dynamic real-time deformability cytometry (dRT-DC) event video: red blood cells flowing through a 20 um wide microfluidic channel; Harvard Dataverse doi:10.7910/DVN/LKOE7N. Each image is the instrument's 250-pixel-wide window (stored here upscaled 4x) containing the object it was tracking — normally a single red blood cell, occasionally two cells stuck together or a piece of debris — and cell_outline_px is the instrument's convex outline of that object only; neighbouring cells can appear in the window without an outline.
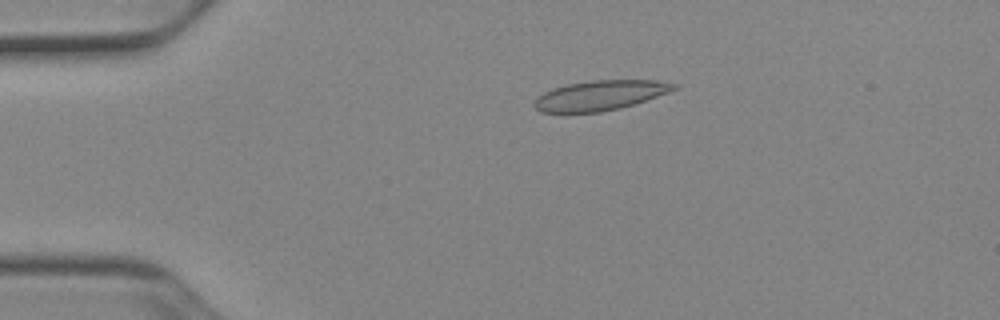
{"species": "Egyptian fruit bat (a non-hibernating species)", "species_latin": "Rousettus aegyptiacus", "temperature_condition": "cold", "stored_images_in_passage": 46, "camera_frame_rate_fps": 3000, "um_per_image_px": 0.085, "animal": {"sex": "female"}, "frame": {"image": 1, "passage_image": 5, "time_ms": 1.333, "image_size_px": [1000, 320], "cell_outline_px": [[680, 88], [620, 108], [600, 112], [540, 112], [532, 104], [536, 96], [552, 88], [568, 84], [592, 80], [656, 80], [680, 84]], "centroid_in_image_um": [51.0, 8.09], "position_along_channel_um": 34.0, "area_um2": 24.28}}
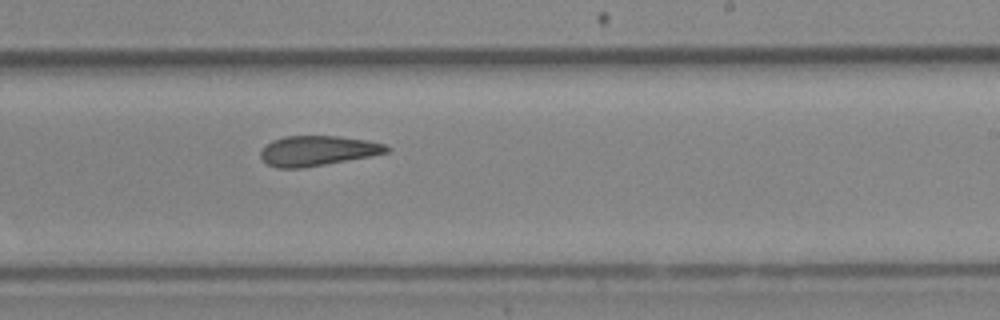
{"frame": {"image": 2, "passage_image": 26, "time_ms": 8.333, "image_size_px": [1000, 320], "cell_outline_px": [[392, 148], [388, 152], [368, 156], [304, 168], [276, 168], [268, 164], [260, 156], [260, 152], [272, 140], [284, 136], [340, 136], [364, 140], [384, 144]], "centroid_in_image_um": [26.97, 12.81], "position_along_channel_um": 262.0, "area_um2": 21.79}}
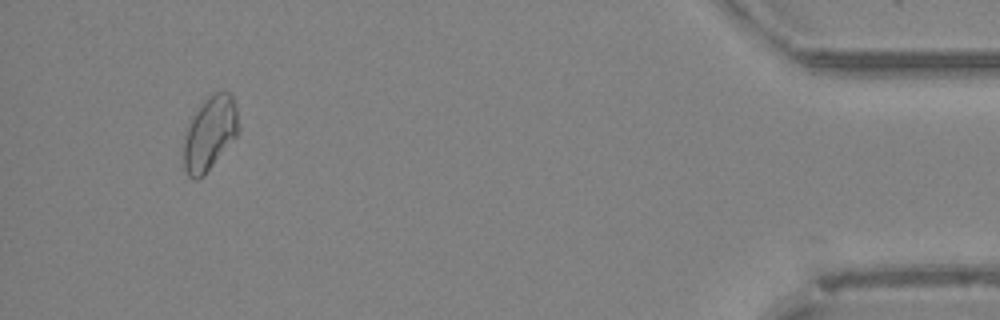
{"frame": {"image": 3, "passage_image": 43, "time_ms": 14.0, "image_size_px": [1000, 320], "cell_outline_px": [[236, 136], [204, 176], [200, 180], [196, 180], [188, 176], [184, 168], [184, 136], [196, 112], [204, 100], [208, 96], [224, 88], [232, 92], [236, 108]], "centroid_in_image_um": [17.82, 11.33], "position_along_channel_um": 417.4, "area_um2": 23.24}, "authors_computed_cell_mechanics": {"area_um2": 23.2645, "velocity_mm_per_s": 3.9126, "shape_relaxation_time_tau1_ms": null, "shape_relaxation_time_tau2_ms": 4.0578, "deformation_change_tau1": null, "deformation_change_tau2": 0.0819}}